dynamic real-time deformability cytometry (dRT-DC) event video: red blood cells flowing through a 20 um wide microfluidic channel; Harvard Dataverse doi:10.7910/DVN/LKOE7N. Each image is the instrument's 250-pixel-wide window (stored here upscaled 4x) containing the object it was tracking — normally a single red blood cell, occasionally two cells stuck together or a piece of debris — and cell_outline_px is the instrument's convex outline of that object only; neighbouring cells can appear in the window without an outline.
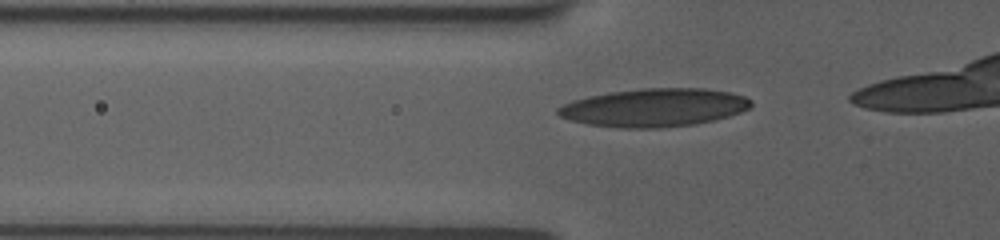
{"species": "human", "species_latin": "Homo sapiens", "temperature_condition": "room temperature", "stored_images_in_passage": 24, "camera_frame_rate_fps": 3000, "um_per_image_px": 0.085, "donor": {"sex": "female"}, "frame": {"image": 1, "passage_image": 17, "time_ms": 3.333, "image_size_px": [1000, 240], "cell_outline_px": [[752, 104], [748, 108], [740, 112], [728, 116], [712, 120], [692, 124], [660, 128], [620, 128], [588, 124], [572, 120], [560, 116], [556, 112], [556, 108], [572, 100], [588, 96], [608, 92], [640, 88], [704, 88], [728, 92], [744, 96], [752, 100]], "centroid_in_image_um": [55.58, 9.14], "position_along_channel_um": 70.2, "area_um2": 42.89}}
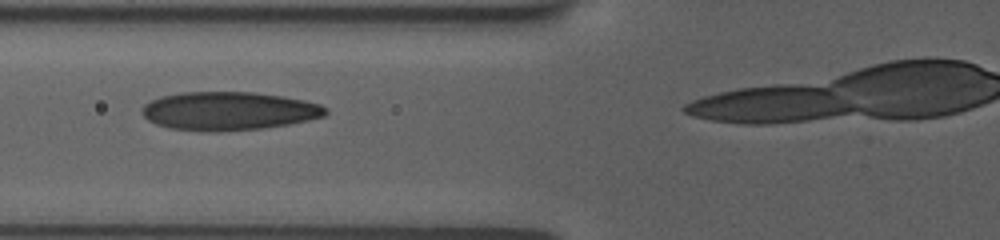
{"frame": {"image": 2, "passage_image": 23, "time_ms": 4.333, "image_size_px": [1000, 240], "cell_outline_px": [[328, 112], [324, 116], [308, 120], [288, 124], [264, 128], [220, 132], [208, 132], [168, 128], [156, 124], [148, 120], [140, 112], [144, 104], [152, 100], [164, 96], [184, 92], [256, 92], [284, 96], [304, 100], [320, 104], [328, 108]], "centroid_in_image_um": [19.45, 9.44], "position_along_channel_um": 106.3, "area_um2": 41.38}}